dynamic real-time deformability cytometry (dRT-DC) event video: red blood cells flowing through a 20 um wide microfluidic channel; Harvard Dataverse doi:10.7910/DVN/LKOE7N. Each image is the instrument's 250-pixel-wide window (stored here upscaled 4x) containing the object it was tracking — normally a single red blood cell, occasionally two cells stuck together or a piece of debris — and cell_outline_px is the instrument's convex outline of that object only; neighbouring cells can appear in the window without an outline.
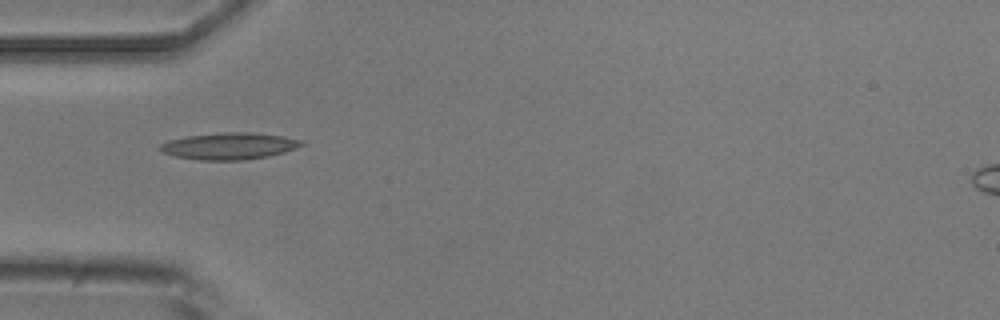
{"species": "common noctule bat (a hibernating species)", "species_latin": "Nyctalus noctula", "temperature_condition": "room temperature", "stored_images_in_passage": 10, "camera_frame_rate_fps": 3000, "um_per_image_px": 0.085, "animal": {"sex": "male", "body_mass_g": 20.5, "forearm_length_mm": 52.5}, "frame": {"image": 1, "passage_image": 4, "time_ms": 3.667, "image_size_px": [1000, 320], "cell_outline_px": [[304, 144], [296, 148], [284, 152], [268, 156], [244, 160], [200, 160], [176, 156], [160, 152], [160, 144], [168, 140], [188, 136], [220, 132], [252, 132], [284, 136], [300, 140]], "centroid_in_image_um": [19.47, 12.41], "position_along_channel_um": 65.5, "area_um2": 22.02}}
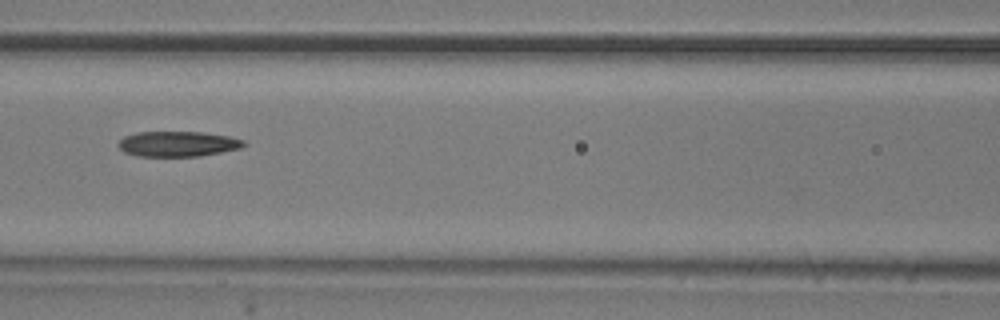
{"frame": {"image": 2, "passage_image": 6, "time_ms": 6.0, "image_size_px": [1000, 320], "cell_outline_px": [[248, 144], [240, 148], [200, 156], [136, 156], [124, 152], [116, 144], [124, 136], [140, 132], [204, 132], [228, 136], [244, 140]], "centroid_in_image_um": [15.11, 12.23], "position_along_channel_um": 151.5, "area_um2": 18.5}}
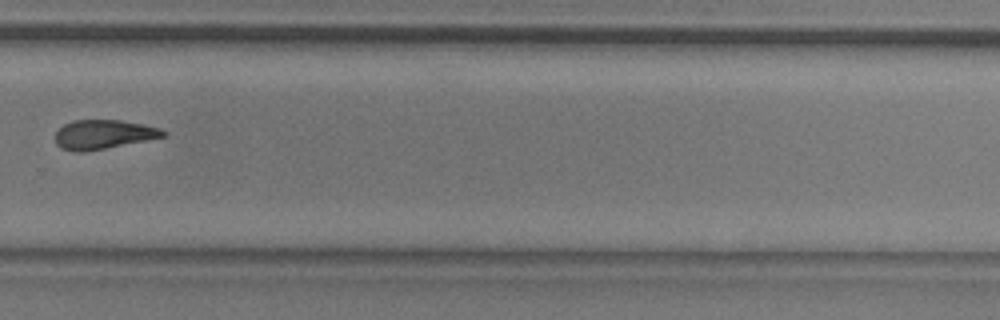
{"frame": {"image": 3, "passage_image": 10, "time_ms": 10.667, "image_size_px": [1000, 320], "cell_outline_px": [[168, 136], [104, 148], [80, 152], [76, 152], [60, 148], [56, 144], [56, 132], [64, 124], [72, 120], [120, 120], [144, 124], [160, 128], [168, 132]], "centroid_in_image_um": [8.81, 11.41], "position_along_channel_um": 321.0, "area_um2": 18.32}}